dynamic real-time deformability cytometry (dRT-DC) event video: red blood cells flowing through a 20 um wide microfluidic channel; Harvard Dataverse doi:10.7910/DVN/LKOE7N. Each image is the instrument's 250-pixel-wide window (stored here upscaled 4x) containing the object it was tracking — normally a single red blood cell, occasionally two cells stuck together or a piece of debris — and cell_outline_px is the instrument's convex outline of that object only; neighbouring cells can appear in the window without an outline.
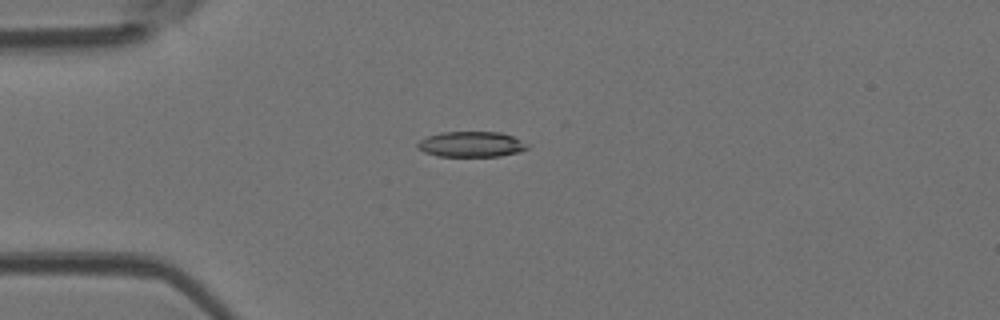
{"species": "Egyptian fruit bat (a non-hibernating species)", "species_latin": "Rousettus aegyptiacus", "temperature_condition": "room temperature", "stored_images_in_passage": 49, "camera_frame_rate_fps": 3000, "um_per_image_px": 0.085, "animal": {"sex": "female"}, "frame": {"image": 1, "passage_image": 13, "time_ms": 4.0, "image_size_px": [1000, 320], "cell_outline_px": [[528, 148], [520, 152], [500, 156], [436, 156], [424, 152], [416, 148], [416, 144], [420, 140], [428, 136], [440, 132], [500, 132], [512, 136], [528, 144]], "centroid_in_image_um": [40.03, 12.26], "position_along_channel_um": 45.0, "area_um2": 16.36}}
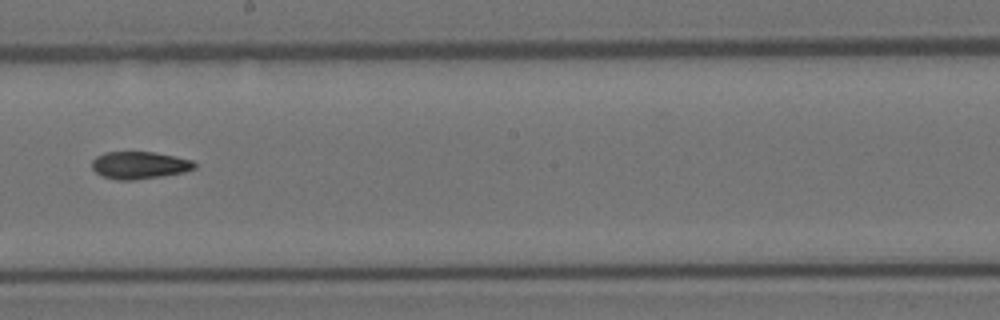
{"frame": {"image": 2, "passage_image": 28, "time_ms": 9.0, "image_size_px": [1000, 320], "cell_outline_px": [[196, 168], [184, 172], [160, 176], [132, 180], [116, 180], [100, 176], [92, 168], [92, 160], [96, 156], [104, 152], [152, 152], [192, 160], [196, 164]], "centroid_in_image_um": [11.81, 14.04], "position_along_channel_um": 236.4, "area_um2": 16.3}}
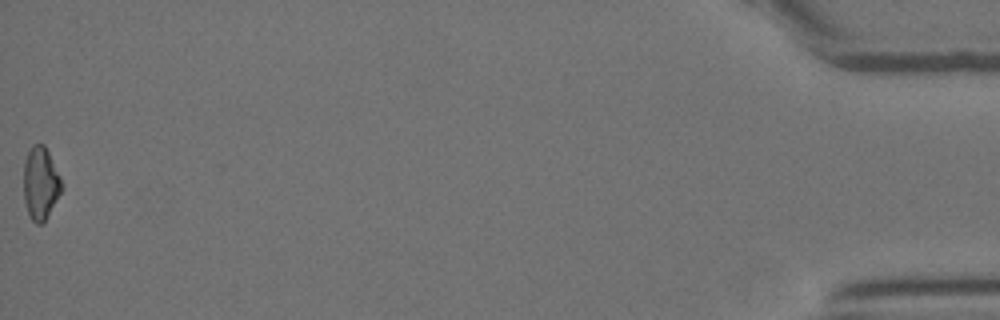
{"frame": {"image": 3, "passage_image": 49, "time_ms": 16.0, "image_size_px": [1000, 320], "cell_outline_px": [[64, 188], [44, 220], [40, 224], [36, 224], [32, 220], [28, 212], [24, 200], [24, 160], [32, 144], [44, 144], [60, 176]], "centroid_in_image_um": [3.45, 15.55], "position_along_channel_um": 431.8, "area_um2": 15.95}, "authors_computed_cell_mechanics": {"area_um2": 16.473, "velocity_mm_per_s": 4.2147, "shape_relaxation_time_tau1_ms": null, "shape_relaxation_time_tau2_ms": 5.8986, "deformation_change_tau1": null, "deformation_change_tau2": 0.1483}}